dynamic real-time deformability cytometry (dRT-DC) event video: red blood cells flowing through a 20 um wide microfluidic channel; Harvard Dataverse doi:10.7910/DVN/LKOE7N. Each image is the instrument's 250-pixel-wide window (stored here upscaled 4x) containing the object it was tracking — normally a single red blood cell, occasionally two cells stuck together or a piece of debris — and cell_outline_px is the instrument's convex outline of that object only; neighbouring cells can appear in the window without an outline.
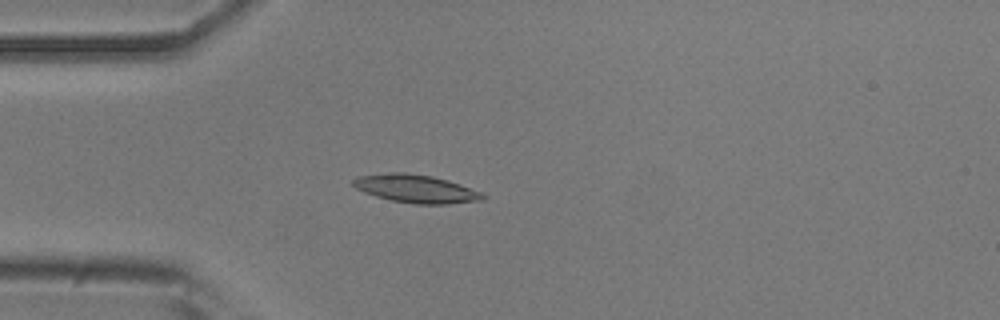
{"species": "common noctule bat (a hibernating species)", "species_latin": "Nyctalus noctula", "temperature_condition": "room temperature", "stored_images_in_passage": 44, "camera_frame_rate_fps": 3000, "um_per_image_px": 0.085, "animal": {"sex": "male", "body_mass_g": 20.5, "forearm_length_mm": 52.5}, "frame": {"image": 1, "passage_image": 13, "time_ms": 4.0, "image_size_px": [1000, 320], "cell_outline_px": [[488, 196], [484, 200], [448, 204], [416, 204], [392, 200], [376, 196], [364, 192], [356, 188], [352, 184], [352, 180], [356, 176], [392, 172], [404, 172], [432, 176], [448, 180], [484, 192]], "centroid_in_image_um": [35.4, 16.04], "position_along_channel_um": 49.6, "area_um2": 21.44}}
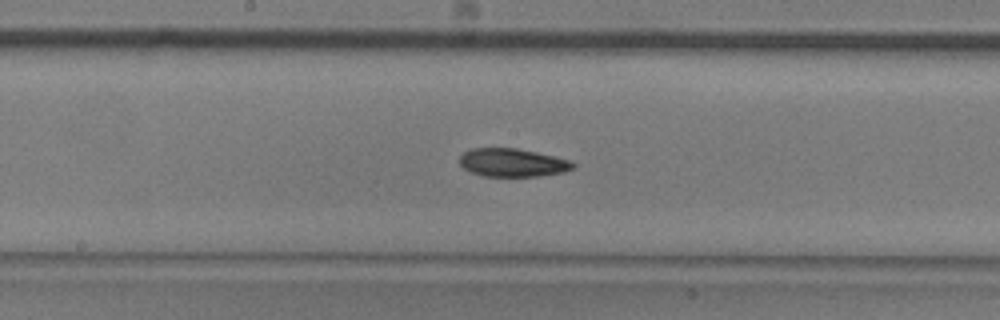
{"frame": {"image": 2, "passage_image": 26, "time_ms": 8.333, "image_size_px": [1000, 320], "cell_outline_px": [[576, 168], [564, 172], [540, 176], [484, 176], [472, 172], [464, 168], [460, 164], [460, 156], [464, 152], [472, 148], [516, 148], [536, 152], [568, 160], [576, 164]], "centroid_in_image_um": [43.58, 13.82], "position_along_channel_um": 204.6, "area_um2": 18.55}}
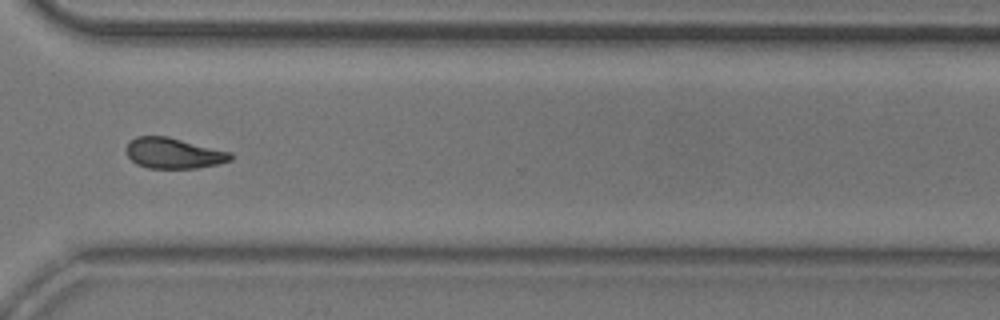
{"frame": {"image": 3, "passage_image": 38, "time_ms": 12.333, "image_size_px": [1000, 320], "cell_outline_px": [[232, 160], [220, 164], [196, 168], [148, 168], [136, 164], [128, 156], [124, 148], [136, 136], [168, 136], [232, 152]], "centroid_in_image_um": [14.77, 13.02], "position_along_channel_um": 355.8, "area_um2": 18.79}, "authors_computed_cell_mechanics": {"area_um2": 19.4208, "velocity_mm_per_s": 3.7906, "shape_relaxation_time_tau1_ms": 5.499, "shape_relaxation_time_tau2_ms": 10.8032, "deformation_change_tau1": 0.1376, "deformation_change_tau2": 0.1739}}